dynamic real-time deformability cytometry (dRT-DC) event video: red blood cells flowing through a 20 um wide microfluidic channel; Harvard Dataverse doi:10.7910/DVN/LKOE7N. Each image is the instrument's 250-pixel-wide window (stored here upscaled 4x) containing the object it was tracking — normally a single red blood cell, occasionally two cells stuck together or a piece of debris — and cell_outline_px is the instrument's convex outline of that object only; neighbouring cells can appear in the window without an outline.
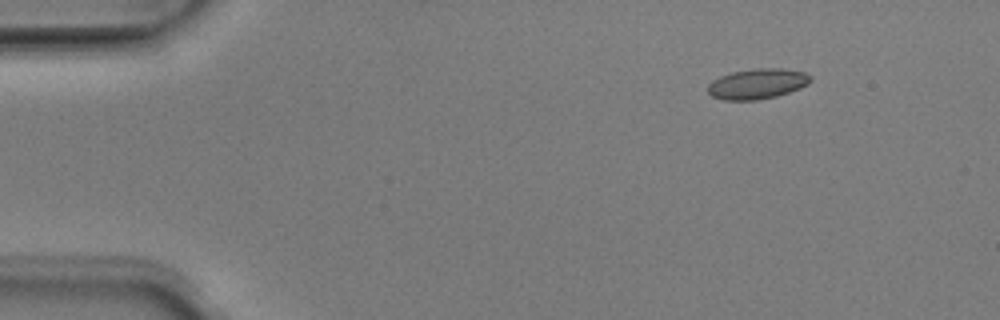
{"species": "Egyptian fruit bat (a non-hibernating species)", "species_latin": "Rousettus aegyptiacus", "temperature_condition": "room temperature", "stored_images_in_passage": 45, "camera_frame_rate_fps": 3000, "um_per_image_px": 0.085, "animal": {"sex": "male"}, "frame": {"image": 1, "passage_image": 1, "time_ms": 0.0, "image_size_px": [1000, 320], "cell_outline_px": [[812, 80], [808, 84], [800, 88], [776, 96], [756, 100], [724, 100], [712, 96], [708, 92], [708, 84], [712, 80], [720, 76], [732, 72], [756, 68], [780, 68], [804, 72], [812, 76]], "centroid_in_image_um": [64.37, 7.12], "position_along_channel_um": 20.6, "area_um2": 18.15}}
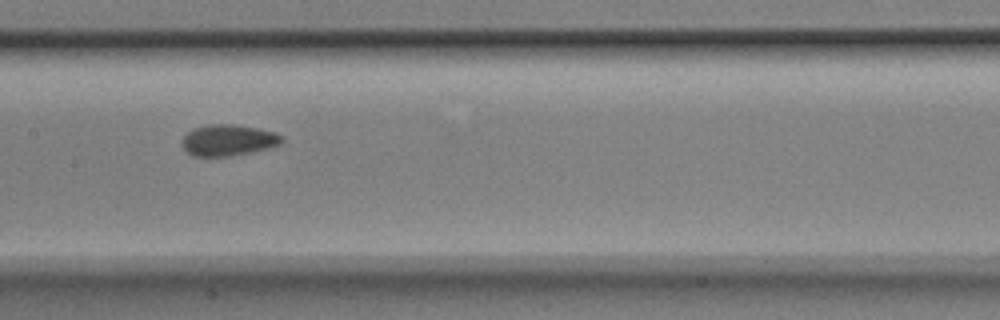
{"frame": {"image": 2, "passage_image": 20, "time_ms": 6.333, "image_size_px": [1000, 320], "cell_outline_px": [[284, 140], [280, 144], [268, 148], [228, 156], [192, 156], [180, 144], [180, 140], [188, 132], [196, 128], [208, 124], [232, 124], [256, 128], [276, 132], [284, 136]], "centroid_in_image_um": [19.4, 11.91], "position_along_channel_um": 188.0, "area_um2": 18.09}}
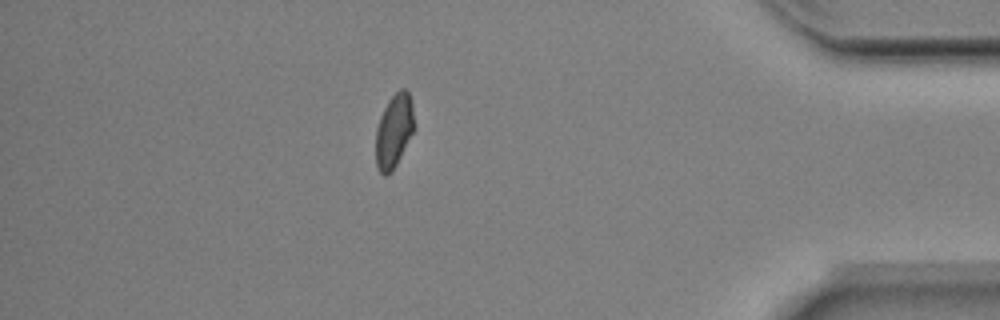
{"frame": {"image": 3, "passage_image": 39, "time_ms": 12.667, "image_size_px": [1000, 320], "cell_outline_px": [[416, 128], [392, 172], [384, 176], [380, 172], [376, 164], [376, 128], [380, 116], [388, 100], [400, 88], [404, 88], [408, 92], [412, 100], [416, 124]], "centroid_in_image_um": [33.52, 11.1], "position_along_channel_um": 401.7, "area_um2": 16.88}, "authors_computed_cell_mechanics": {"area_um2": 17.6868, "velocity_mm_per_s": 4.0019, "shape_relaxation_time_tau1_ms": 3.0562, "shape_relaxation_time_tau2_ms": 2.4545, "deformation_change_tau1": 0.0768, "deformation_change_tau2": 0.0409}}